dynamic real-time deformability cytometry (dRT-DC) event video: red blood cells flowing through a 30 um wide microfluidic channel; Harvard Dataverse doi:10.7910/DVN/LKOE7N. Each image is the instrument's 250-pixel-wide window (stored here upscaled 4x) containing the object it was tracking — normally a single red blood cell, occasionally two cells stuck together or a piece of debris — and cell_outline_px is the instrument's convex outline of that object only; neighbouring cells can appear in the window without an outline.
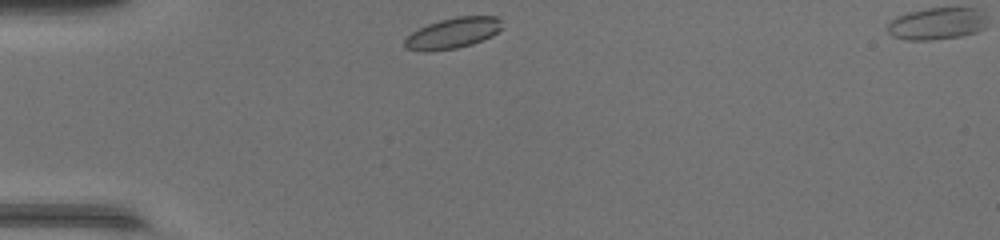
{"species": "common noctule bat (a hibernating species)", "species_latin": "Nyctalus noctula", "temperature_condition": "warm", "stored_images_in_passage": 31, "camera_frame_rate_fps": 3000, "um_per_image_px": 0.085, "animal": {"sex": "female", "body_mass_g": 17.0, "forearm_length_mm": 48.0}, "frame": {"image": 1, "passage_image": 1, "time_ms": 0.0, "image_size_px": [1000, 240], "cell_outline_px": [[504, 28], [492, 36], [472, 44], [456, 48], [428, 52], [424, 52], [404, 48], [404, 40], [412, 32], [428, 24], [440, 20], [456, 16], [496, 16], [500, 20]], "centroid_in_image_um": [38.5, 2.82], "position_along_channel_um": 46.5, "area_um2": 17.57}}
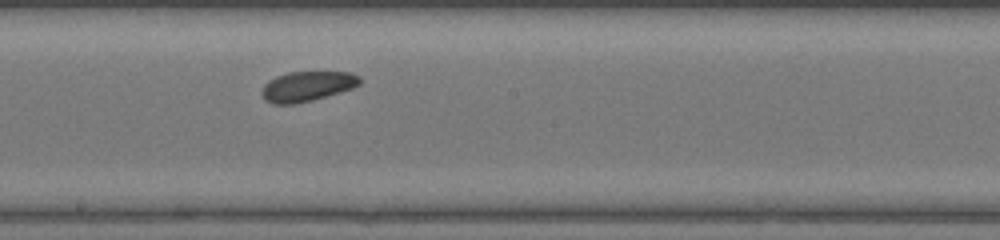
{"frame": {"image": 2, "passage_image": 15, "time_ms": 4.667, "image_size_px": [1000, 240], "cell_outline_px": [[360, 84], [352, 88], [312, 100], [292, 104], [272, 104], [264, 100], [260, 92], [264, 84], [268, 80], [276, 76], [288, 72], [352, 72], [360, 76]], "centroid_in_image_um": [26.07, 7.33], "position_along_channel_um": 222.1, "area_um2": 17.17}}
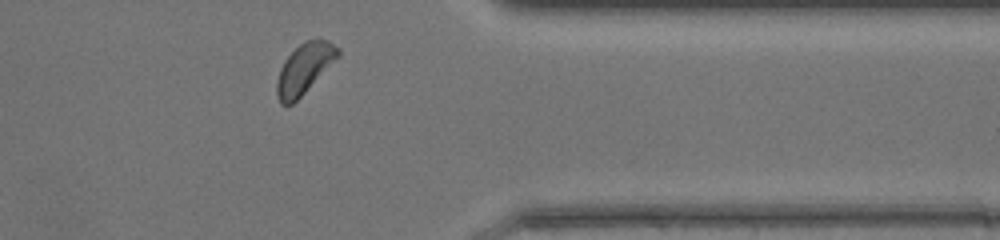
{"frame": {"image": 3, "passage_image": 27, "time_ms": 8.667, "image_size_px": [1000, 240], "cell_outline_px": [[340, 56], [292, 104], [280, 104], [276, 96], [276, 80], [280, 68], [284, 60], [304, 40], [328, 40], [340, 48]], "centroid_in_image_um": [25.86, 5.82], "position_along_channel_um": 385.5, "area_um2": 17.69}, "authors_computed_cell_mechanics": {"area_um2": 17.3978, "velocity_mm_per_s": 4.3379, "shape_relaxation_time_tau1_ms": null, "shape_relaxation_time_tau2_ms": 1.9933, "deformation_change_tau1": null, "deformation_change_tau2": 0.0729}}